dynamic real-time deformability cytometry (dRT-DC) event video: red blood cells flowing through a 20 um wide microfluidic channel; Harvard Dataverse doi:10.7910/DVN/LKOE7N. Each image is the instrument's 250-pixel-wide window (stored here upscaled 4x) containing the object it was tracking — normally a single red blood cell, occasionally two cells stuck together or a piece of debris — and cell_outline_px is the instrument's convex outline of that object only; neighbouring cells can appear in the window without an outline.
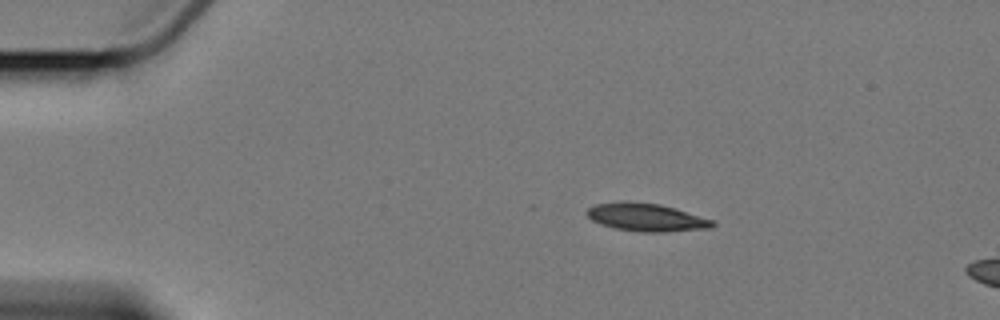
{"species": "Egyptian fruit bat (a non-hibernating species)", "species_latin": "Rousettus aegyptiacus", "temperature_condition": "cold", "stored_images_in_passage": 3, "camera_frame_rate_fps": 3000, "um_per_image_px": 0.085, "animal": {"sex": "female"}, "frame": {"image": 1, "passage_image": 1, "time_ms": 0.0, "image_size_px": [1000, 320], "cell_outline_px": [[716, 224], [712, 228], [664, 232], [640, 232], [616, 228], [600, 224], [592, 220], [584, 212], [588, 208], [596, 204], [624, 200], [628, 200], [660, 204], [676, 208], [712, 220]], "centroid_in_image_um": [54.91, 18.46], "position_along_channel_um": 30.1, "area_um2": 20.63}}